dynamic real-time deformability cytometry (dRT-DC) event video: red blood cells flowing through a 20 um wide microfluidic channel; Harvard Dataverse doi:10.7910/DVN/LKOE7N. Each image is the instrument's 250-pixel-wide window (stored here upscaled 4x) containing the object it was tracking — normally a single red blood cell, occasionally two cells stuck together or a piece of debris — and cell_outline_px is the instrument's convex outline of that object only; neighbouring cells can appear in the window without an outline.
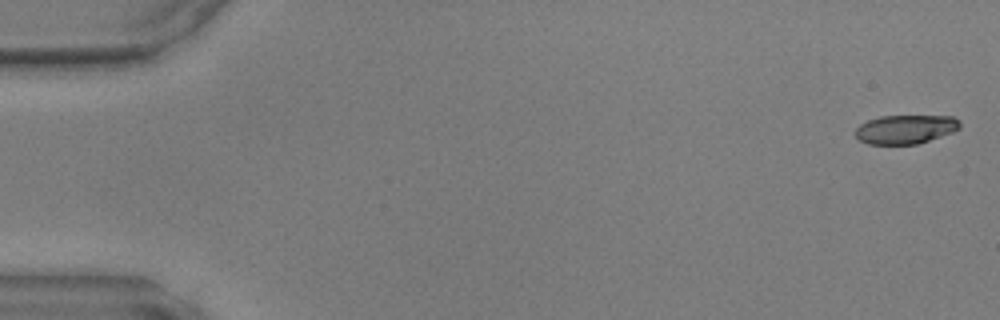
{"species": "common noctule bat (a hibernating species)", "species_latin": "Nyctalus noctula", "temperature_condition": "warm", "stored_images_in_passage": 9, "camera_frame_rate_fps": 3000, "um_per_image_px": 0.085, "animal": {"sex": "male", "body_mass_g": 17.9, "forearm_length_mm": 54.2}, "frame": {"image": 1, "passage_image": 1, "time_ms": 0.0, "image_size_px": [1000, 320], "cell_outline_px": [[960, 128], [952, 132], [916, 144], [868, 144], [860, 140], [852, 132], [860, 124], [868, 120], [880, 116], [952, 116], [960, 120]], "centroid_in_image_um": [76.93, 10.98], "position_along_channel_um": 8.1, "area_um2": 17.57}}